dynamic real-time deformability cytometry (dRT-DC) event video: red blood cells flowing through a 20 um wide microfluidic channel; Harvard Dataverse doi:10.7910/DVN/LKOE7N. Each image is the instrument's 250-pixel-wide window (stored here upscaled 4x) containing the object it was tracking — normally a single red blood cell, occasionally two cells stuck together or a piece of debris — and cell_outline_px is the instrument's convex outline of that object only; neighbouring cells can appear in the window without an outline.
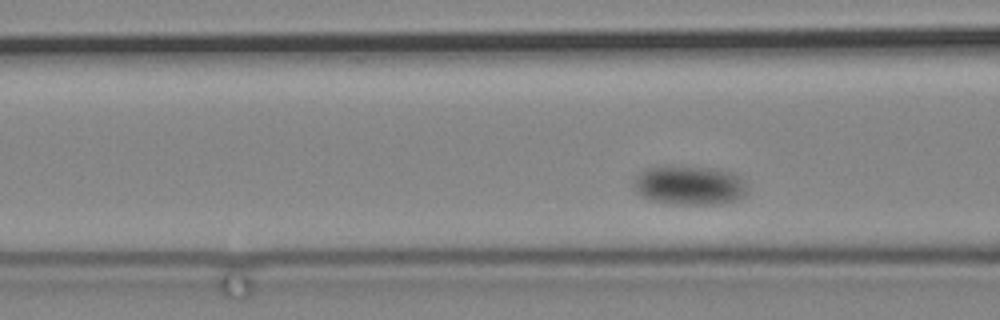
{"species": "common noctule bat (a hibernating species)", "species_latin": "Nyctalus noctula", "temperature_condition": "cold", "stored_images_in_passage": 74, "camera_frame_rate_fps": 3000, "um_per_image_px": 0.085, "animal": {"sex": "male", "body_mass_g": 19.2, "forearm_length_mm": 51.8}, "frame": {"image": 1, "passage_image": 17, "time_ms": 5.333, "image_size_px": [1000, 320], "cell_outline_px": [[748, 192], [744, 196], [736, 200], [724, 204], [668, 204], [648, 200], [632, 184], [632, 180], [644, 168], [672, 164], [716, 168], [732, 172], [740, 176]], "centroid_in_image_um": [58.59, 15.72], "position_along_channel_um": 108.0, "area_um2": 26.7}}
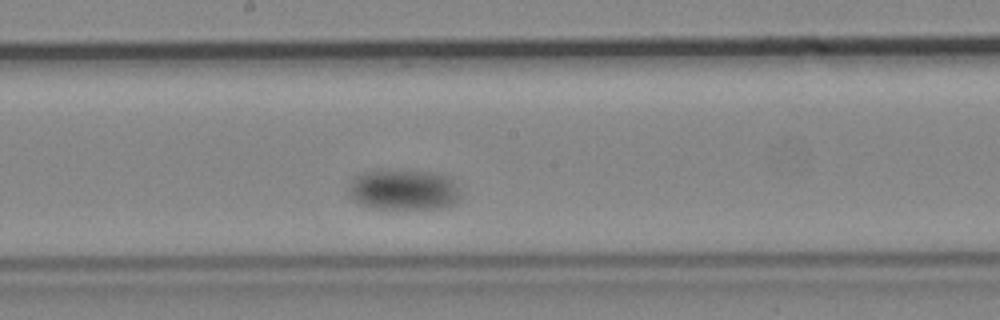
{"frame": {"image": 2, "passage_image": 32, "time_ms": 10.333, "image_size_px": [1000, 320], "cell_outline_px": [[460, 196], [452, 204], [440, 208], [368, 208], [352, 200], [348, 196], [348, 192], [352, 180], [356, 176], [364, 172], [384, 168], [388, 168], [436, 172], [448, 176], [456, 184], [460, 192]], "centroid_in_image_um": [34.27, 16.09], "position_along_channel_um": 213.9, "area_um2": 27.05}}
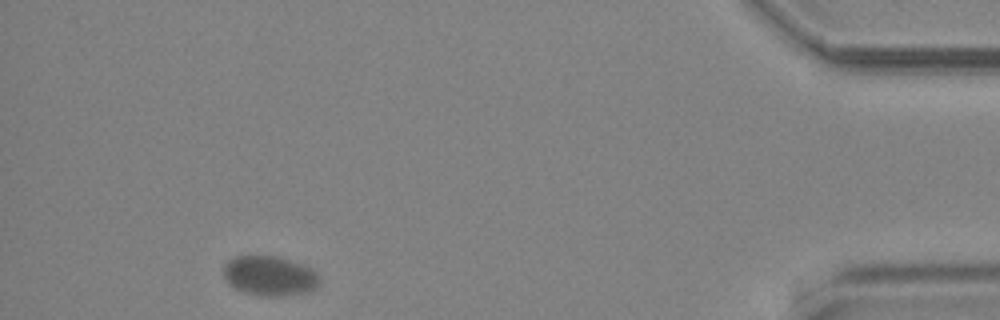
{"frame": {"image": 3, "passage_image": 67, "time_ms": 22.0, "image_size_px": [1000, 320], "cell_outline_px": [[320, 284], [316, 288], [308, 292], [288, 296], [260, 296], [244, 292], [228, 284], [224, 276], [224, 264], [228, 260], [236, 256], [276, 256], [304, 264], [312, 268], [316, 272], [320, 280]], "centroid_in_image_um": [22.95, 23.46], "position_along_channel_um": 412.2, "area_um2": 22.54}}